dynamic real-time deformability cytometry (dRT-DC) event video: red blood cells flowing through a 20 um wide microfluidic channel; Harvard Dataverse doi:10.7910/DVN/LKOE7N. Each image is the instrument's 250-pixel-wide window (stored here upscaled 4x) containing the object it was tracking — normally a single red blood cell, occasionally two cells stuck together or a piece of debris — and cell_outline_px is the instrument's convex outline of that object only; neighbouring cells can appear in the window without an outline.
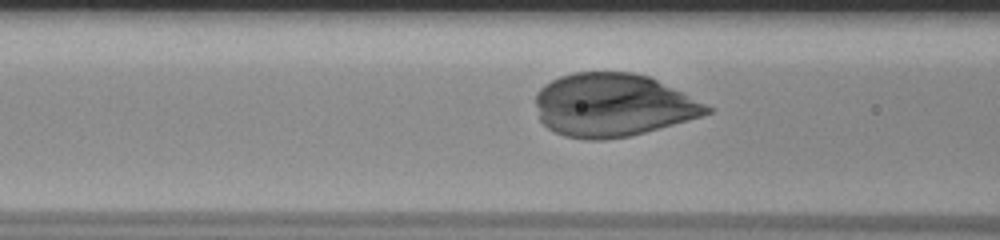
{"species": "human", "species_latin": "Homo sapiens", "temperature_condition": "room temperature", "stored_images_in_passage": 44, "camera_frame_rate_fps": 3000, "um_per_image_px": 0.085, "donor": {"sex": "male"}, "frame": {"image": 1, "passage_image": 22, "time_ms": 7.0, "image_size_px": [1000, 240], "cell_outline_px": [[716, 108], [712, 112], [700, 116], [632, 136], [604, 140], [584, 140], [564, 136], [548, 128], [540, 120], [536, 104], [536, 92], [544, 84], [560, 76], [572, 72], [632, 72], [648, 76]], "centroid_in_image_um": [52.08, 8.94], "position_along_channel_um": 114.5, "area_um2": 63.0}}
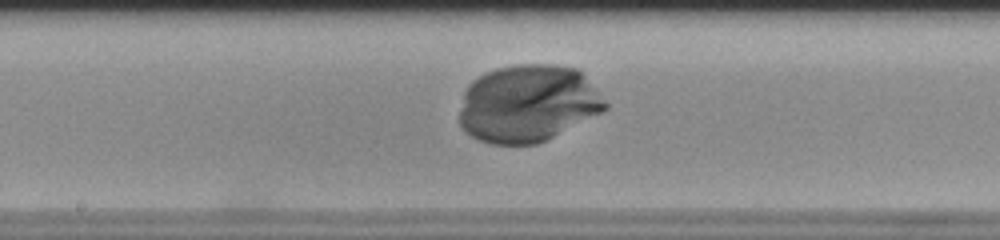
{"frame": {"image": 2, "passage_image": 29, "time_ms": 9.333, "image_size_px": [1000, 240], "cell_outline_px": [[608, 108], [536, 144], [488, 144], [464, 132], [460, 124], [460, 112], [464, 92], [468, 84], [472, 80], [484, 72], [496, 68], [516, 64], [552, 64], [580, 68], [608, 104]], "centroid_in_image_um": [44.85, 8.77], "position_along_channel_um": 203.4, "area_um2": 65.66}}
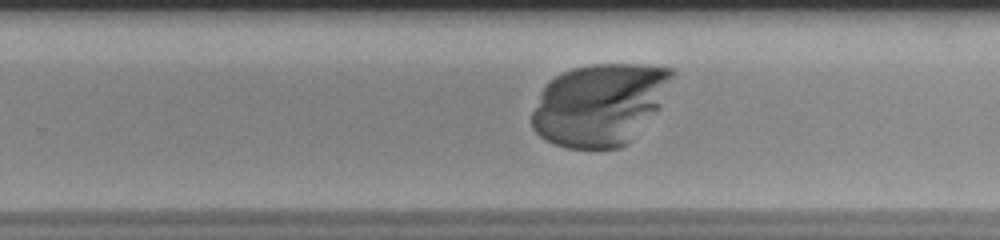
{"frame": {"image": 3, "passage_image": 35, "time_ms": 11.333, "image_size_px": [1000, 240], "cell_outline_px": [[676, 72], [660, 108], [628, 144], [620, 148], [568, 148], [556, 144], [540, 136], [532, 128], [532, 112], [540, 92], [556, 76], [572, 68], [588, 64], [644, 64], [672, 68]], "centroid_in_image_um": [51.03, 8.87], "position_along_channel_um": 278.8, "area_um2": 67.22}}